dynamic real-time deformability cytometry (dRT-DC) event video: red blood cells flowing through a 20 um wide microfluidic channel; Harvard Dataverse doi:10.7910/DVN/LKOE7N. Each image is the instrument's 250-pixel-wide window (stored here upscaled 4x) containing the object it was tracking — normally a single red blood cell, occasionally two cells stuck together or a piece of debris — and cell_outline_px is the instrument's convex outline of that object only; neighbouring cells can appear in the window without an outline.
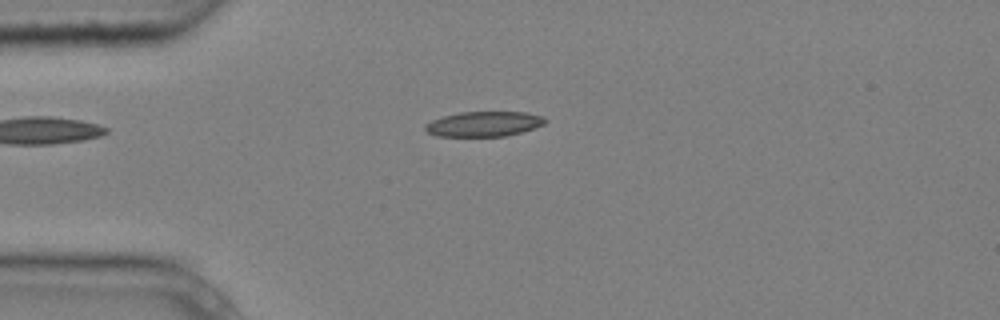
{"species": "common noctule bat (a hibernating species)", "species_latin": "Nyctalus noctula", "temperature_condition": "cold", "stored_images_in_passage": 6, "camera_frame_rate_fps": 3000, "um_per_image_px": 0.085, "animal": {"sex": "male", "body_mass_g": 20.4}, "frame": {"image": 1, "passage_image": 6, "time_ms": 1.667, "image_size_px": [1000, 320], "cell_outline_px": [[548, 120], [544, 124], [520, 132], [504, 136], [436, 136], [428, 132], [424, 128], [424, 124], [432, 120], [444, 116], [460, 112], [524, 112], [544, 116]], "centroid_in_image_um": [41.12, 10.53], "position_along_channel_um": 43.9, "area_um2": 17.4}}